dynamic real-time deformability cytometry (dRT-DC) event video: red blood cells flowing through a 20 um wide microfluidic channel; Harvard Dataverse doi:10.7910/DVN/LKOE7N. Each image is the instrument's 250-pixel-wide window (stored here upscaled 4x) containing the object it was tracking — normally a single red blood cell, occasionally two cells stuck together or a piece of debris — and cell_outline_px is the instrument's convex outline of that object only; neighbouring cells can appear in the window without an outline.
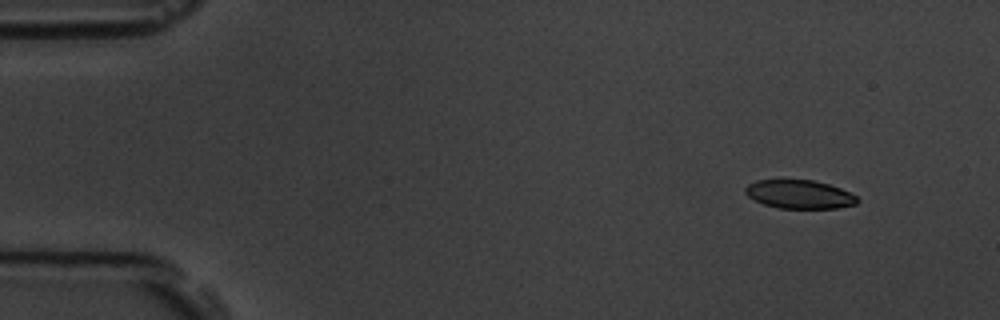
{"species": "common noctule bat (a hibernating species)", "species_latin": "Nyctalus noctula", "temperature_condition": "room temperature", "stored_images_in_passage": 4, "camera_frame_rate_fps": 3000, "um_per_image_px": 0.085, "animal": {"sex": "male", "body_mass_g": 19.5, "forearm_length_mm": 54.6}, "frame": {"image": 1, "passage_image": 1, "time_ms": 0.0, "image_size_px": [1000, 320], "cell_outline_px": [[860, 200], [856, 204], [836, 208], [780, 208], [764, 204], [748, 196], [744, 192], [744, 188], [748, 184], [756, 180], [812, 180], [828, 184], [840, 188], [856, 196]], "centroid_in_image_um": [67.94, 16.51], "position_along_channel_um": 17.1, "area_um2": 18.5}}
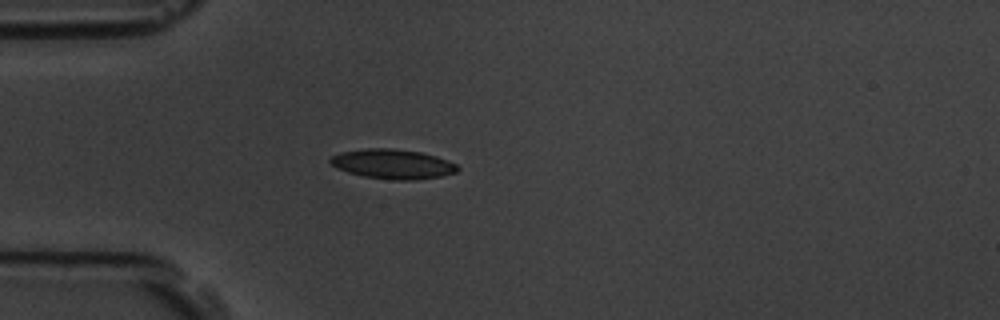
{"frame": {"image": 2, "passage_image": 4, "time_ms": 3.333, "image_size_px": [1000, 320], "cell_outline_px": [[460, 168], [456, 172], [440, 176], [416, 180], [392, 180], [364, 176], [348, 172], [336, 168], [328, 160], [332, 156], [340, 152], [368, 148], [392, 148], [420, 152], [436, 156], [448, 160], [456, 164]], "centroid_in_image_um": [33.38, 13.94], "position_along_channel_um": 51.6, "area_um2": 21.96}}